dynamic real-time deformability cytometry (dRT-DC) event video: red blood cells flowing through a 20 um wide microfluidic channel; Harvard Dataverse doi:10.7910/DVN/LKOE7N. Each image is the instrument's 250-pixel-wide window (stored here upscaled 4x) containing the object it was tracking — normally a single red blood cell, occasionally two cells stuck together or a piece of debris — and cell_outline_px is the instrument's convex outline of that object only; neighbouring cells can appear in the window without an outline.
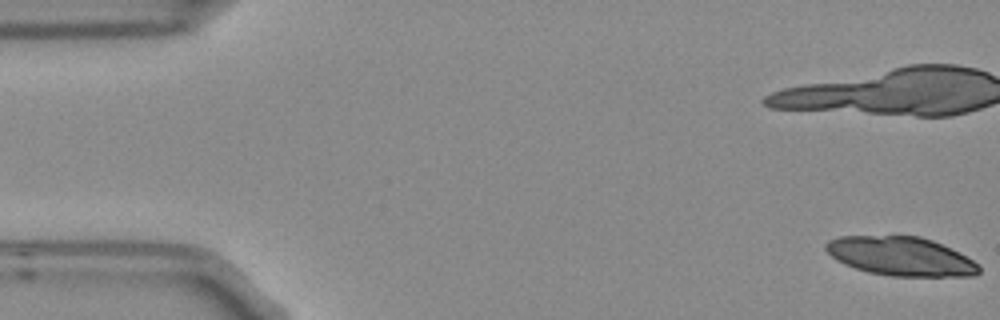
{"species": "Egyptian fruit bat (a non-hibernating species)", "species_latin": "Rousettus aegyptiacus", "temperature_condition": "room temperature", "stored_images_in_passage": 5, "camera_frame_rate_fps": 3000, "um_per_image_px": 0.085, "frame": {"image": 1, "passage_image": 1, "time_ms": 0.0, "image_size_px": [1000, 320], "cell_outline_px": [[980, 272], [976, 276], [892, 276], [868, 272], [844, 264], [836, 260], [824, 248], [824, 244], [828, 240], [840, 236], [920, 236], [932, 240], [972, 260], [980, 268]], "centroid_in_image_um": [76.52, 21.79], "position_along_channel_um": 8.5, "area_um2": 34.39}}